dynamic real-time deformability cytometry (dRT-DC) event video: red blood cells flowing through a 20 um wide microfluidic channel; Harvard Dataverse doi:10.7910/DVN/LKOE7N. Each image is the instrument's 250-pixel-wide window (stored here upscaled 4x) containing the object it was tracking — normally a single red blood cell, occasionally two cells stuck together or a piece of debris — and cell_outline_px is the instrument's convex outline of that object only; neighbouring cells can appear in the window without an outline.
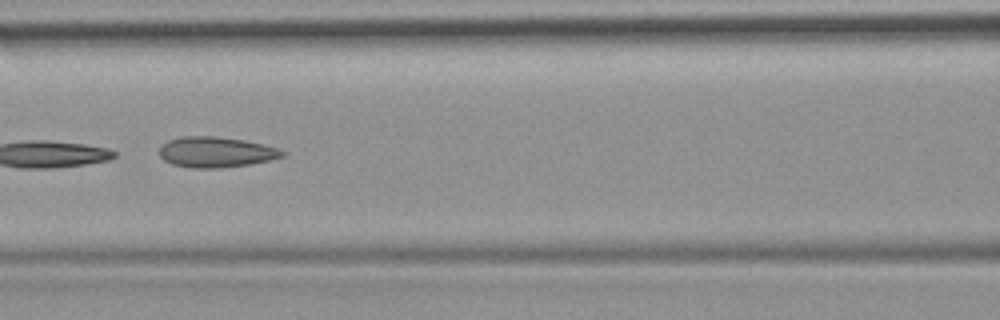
{"species": "common noctule bat (a hibernating species)", "species_latin": "Nyctalus noctula", "temperature_condition": "room temperature", "stored_images_in_passage": 8, "camera_frame_rate_fps": 3000, "um_per_image_px": 0.085, "animal": {"sex": "female", "body_mass_g": 19.9}, "frame": {"image": 1, "passage_image": 5, "time_ms": 4.667, "image_size_px": [1000, 320], "cell_outline_px": [[288, 152], [284, 156], [268, 160], [248, 164], [216, 168], [192, 168], [172, 164], [164, 160], [160, 156], [160, 148], [168, 140], [180, 136], [216, 136], [244, 140], [264, 144], [280, 148]], "centroid_in_image_um": [18.38, 12.92], "position_along_channel_um": 148.2, "area_um2": 21.91}}
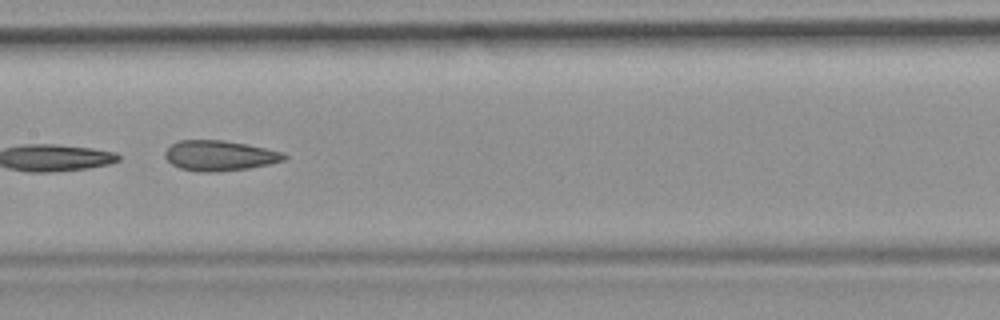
{"frame": {"image": 2, "passage_image": 6, "time_ms": 5.667, "image_size_px": [1000, 320], "cell_outline_px": [[288, 156], [284, 160], [268, 164], [248, 168], [216, 172], [200, 172], [180, 168], [172, 164], [164, 156], [164, 152], [172, 144], [180, 140], [224, 140], [248, 144], [284, 152]], "centroid_in_image_um": [18.67, 13.22], "position_along_channel_um": 188.7, "area_um2": 21.04}}